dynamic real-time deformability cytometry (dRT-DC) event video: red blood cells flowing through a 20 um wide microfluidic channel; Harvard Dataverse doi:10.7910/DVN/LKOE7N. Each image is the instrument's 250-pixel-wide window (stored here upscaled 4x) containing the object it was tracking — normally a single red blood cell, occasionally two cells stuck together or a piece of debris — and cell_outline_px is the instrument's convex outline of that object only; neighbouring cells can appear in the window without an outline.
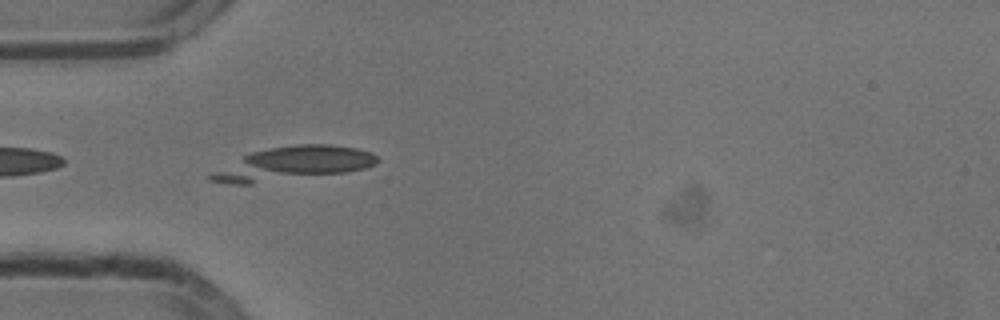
{"species": "common noctule bat (a hibernating species)", "species_latin": "Nyctalus noctula", "temperature_condition": "cold", "stored_images_in_passage": 14, "camera_frame_rate_fps": 3000, "um_per_image_px": 0.085, "animal": {"sex": "male", "body_mass_g": 13.3}, "frame": {"image": 1, "passage_image": 12, "time_ms": 3.667, "image_size_px": [1000, 320], "cell_outline_px": [[380, 160], [376, 164], [364, 168], [344, 172], [252, 184], [232, 184], [208, 180], [208, 176], [244, 156], [252, 152], [268, 148], [296, 144], [332, 144], [356, 148], [368, 152], [376, 156]], "centroid_in_image_um": [24.95, 13.9], "position_along_channel_um": 60.1, "area_um2": 31.91}}